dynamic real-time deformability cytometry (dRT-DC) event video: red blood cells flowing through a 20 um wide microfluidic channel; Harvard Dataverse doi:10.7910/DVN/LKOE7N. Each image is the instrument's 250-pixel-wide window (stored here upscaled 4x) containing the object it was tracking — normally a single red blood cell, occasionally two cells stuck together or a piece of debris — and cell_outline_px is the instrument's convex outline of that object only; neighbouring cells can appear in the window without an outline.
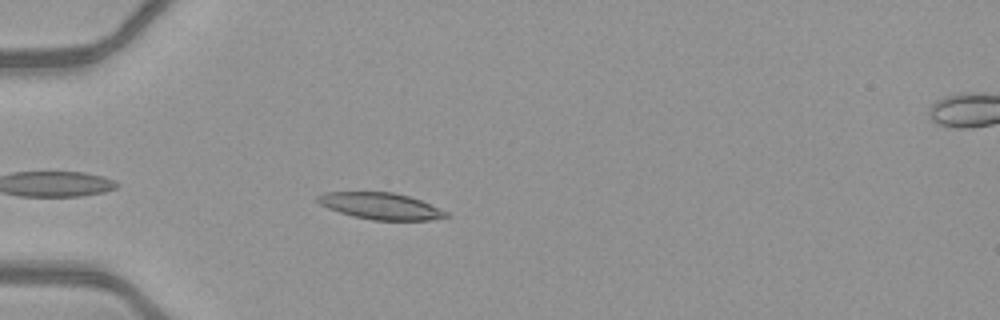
{"species": "common noctule bat (a hibernating species)", "species_latin": "Nyctalus noctula", "temperature_condition": "warm", "stored_images_in_passage": 34, "camera_frame_rate_fps": 3000, "um_per_image_px": 0.085, "animal": {"sex": "female", "body_mass_g": 21.9}, "frame": {"image": 1, "passage_image": 4, "time_ms": 1.0, "image_size_px": [1000, 320], "cell_outline_px": [[452, 216], [428, 220], [372, 220], [352, 216], [328, 208], [320, 204], [316, 200], [316, 196], [324, 192], [392, 192], [408, 196], [420, 200], [448, 212]], "centroid_in_image_um": [32.35, 17.51], "position_along_channel_um": 52.7, "area_um2": 19.83}}
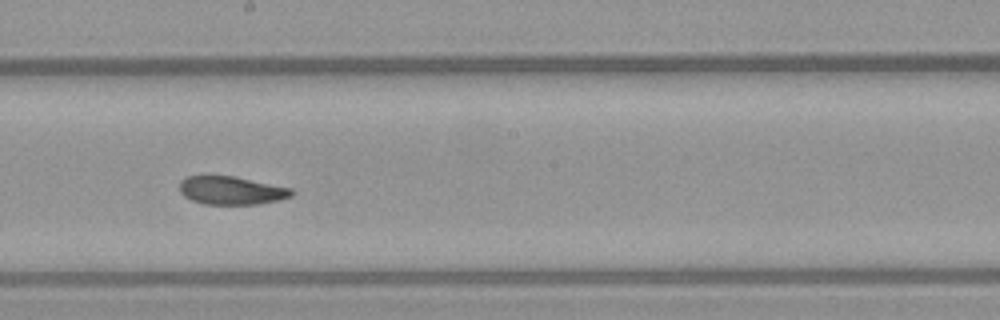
{"frame": {"image": 2, "passage_image": 18, "time_ms": 5.667, "image_size_px": [1000, 320], "cell_outline_px": [[296, 192], [292, 196], [280, 200], [260, 204], [204, 204], [192, 200], [184, 196], [180, 192], [180, 180], [184, 176], [232, 176], [292, 188]], "centroid_in_image_um": [19.68, 16.19], "position_along_channel_um": 228.5, "area_um2": 18.5}}
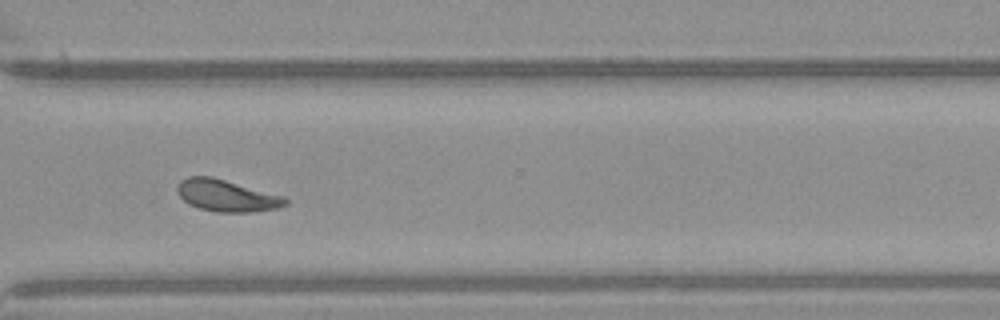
{"frame": {"image": 3, "passage_image": 27, "time_ms": 8.667, "image_size_px": [1000, 320], "cell_outline_px": [[288, 204], [280, 208], [252, 212], [216, 212], [200, 208], [188, 204], [180, 196], [176, 188], [180, 180], [188, 176], [212, 176], [284, 196], [288, 200]], "centroid_in_image_um": [19.28, 16.63], "position_along_channel_um": 351.3, "area_um2": 20.17}, "authors_computed_cell_mechanics": {"area_um2": 19.5653, "velocity_mm_per_s": 4.1091, "shape_relaxation_time_tau1_ms": 2.8993, "shape_relaxation_time_tau2_ms": 2.2383, "deformation_change_tau1": 0.1304, "deformation_change_tau2": 0.0833}}